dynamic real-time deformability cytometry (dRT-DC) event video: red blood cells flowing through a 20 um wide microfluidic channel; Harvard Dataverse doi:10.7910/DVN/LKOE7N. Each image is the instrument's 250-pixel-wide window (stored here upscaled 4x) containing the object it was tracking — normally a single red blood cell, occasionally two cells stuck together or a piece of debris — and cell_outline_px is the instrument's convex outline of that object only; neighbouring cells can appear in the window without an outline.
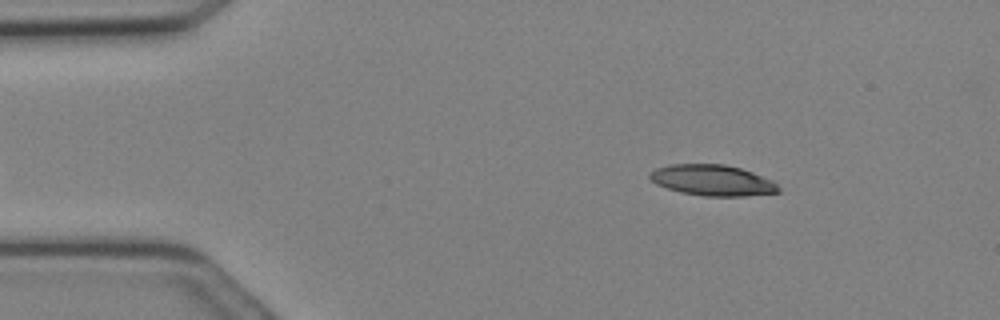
{"species": "Egyptian fruit bat (a non-hibernating species)", "species_latin": "Rousettus aegyptiacus", "temperature_condition": "cold", "stored_images_in_passage": 9, "camera_frame_rate_fps": 3000, "um_per_image_px": 0.085, "animal": {"sex": "female"}, "frame": {"image": 1, "passage_image": 1, "time_ms": 0.0, "image_size_px": [1000, 320], "cell_outline_px": [[780, 192], [744, 196], [704, 196], [680, 192], [656, 184], [648, 176], [656, 168], [672, 164], [724, 164], [740, 168], [752, 172], [772, 180], [780, 188]], "centroid_in_image_um": [60.57, 15.32], "position_along_channel_um": 24.4, "area_um2": 23.0}}
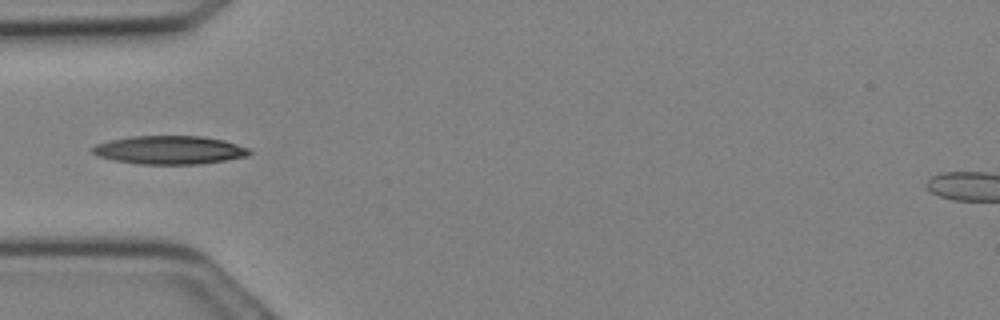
{"frame": {"image": 2, "passage_image": 6, "time_ms": 1.667, "image_size_px": [1000, 320], "cell_outline_px": [[252, 152], [248, 156], [228, 160], [200, 164], [140, 164], [116, 160], [96, 156], [92, 152], [92, 148], [96, 144], [112, 140], [132, 136], [204, 136], [224, 140], [248, 148]], "centroid_in_image_um": [14.45, 12.75], "position_along_channel_um": 70.6, "area_um2": 25.95}}
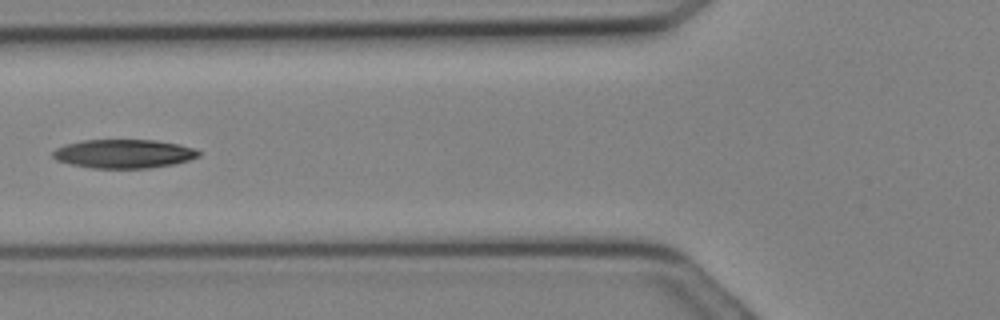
{"frame": {"image": 3, "passage_image": 8, "time_ms": 2.333, "image_size_px": [1000, 320], "cell_outline_px": [[200, 156], [176, 164], [148, 168], [92, 168], [72, 164], [56, 160], [52, 156], [52, 152], [56, 148], [64, 144], [80, 140], [156, 140], [180, 144], [196, 148], [200, 152]], "centroid_in_image_um": [10.54, 13.06], "position_along_channel_um": 115.3, "area_um2": 24.68}}